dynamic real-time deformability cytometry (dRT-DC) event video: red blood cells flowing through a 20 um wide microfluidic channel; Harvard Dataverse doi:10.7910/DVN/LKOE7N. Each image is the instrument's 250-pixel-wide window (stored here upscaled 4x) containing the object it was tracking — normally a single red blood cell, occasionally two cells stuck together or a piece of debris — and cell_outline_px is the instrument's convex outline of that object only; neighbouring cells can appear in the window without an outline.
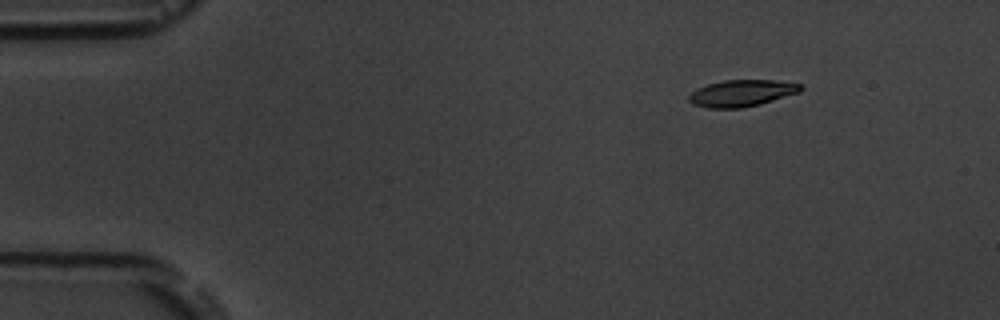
{"species": "common noctule bat (a hibernating species)", "species_latin": "Nyctalus noctula", "temperature_condition": "room temperature", "stored_images_in_passage": 6, "camera_frame_rate_fps": 3000, "um_per_image_px": 0.085, "animal": {"sex": "male", "body_mass_g": 19.5, "forearm_length_mm": 54.6}, "frame": {"image": 1, "passage_image": 1, "time_ms": 0.0, "image_size_px": [1000, 320], "cell_outline_px": [[804, 88], [800, 92], [760, 104], [740, 108], [708, 108], [692, 104], [688, 100], [688, 96], [696, 88], [708, 84], [724, 80], [776, 80], [800, 84]], "centroid_in_image_um": [63.03, 7.92], "position_along_channel_um": 22.0, "area_um2": 17.4}}
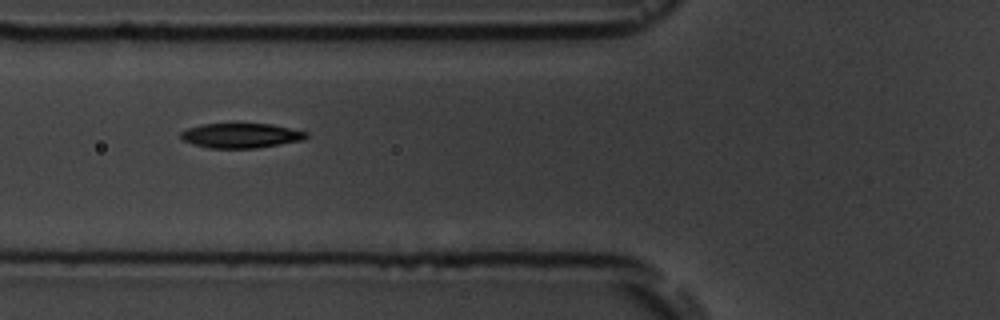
{"frame": {"image": 2, "passage_image": 5, "time_ms": 4.667, "image_size_px": [1000, 320], "cell_outline_px": [[308, 136], [304, 140], [256, 148], [208, 148], [192, 144], [184, 140], [180, 136], [180, 132], [188, 128], [200, 124], [236, 120], [272, 124], [308, 132]], "centroid_in_image_um": [20.46, 11.46], "position_along_channel_um": 105.3, "area_um2": 19.13}}
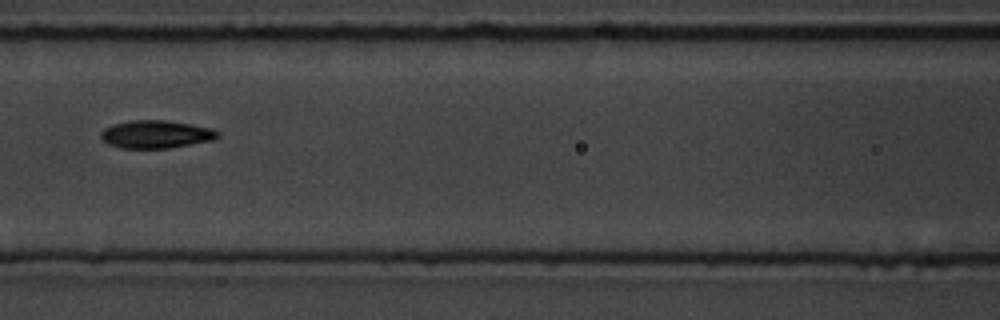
{"frame": {"image": 3, "passage_image": 6, "time_ms": 6.0, "image_size_px": [1000, 320], "cell_outline_px": [[220, 136], [212, 140], [168, 148], [120, 148], [108, 144], [100, 136], [100, 132], [104, 128], [112, 124], [132, 120], [164, 120], [192, 124], [212, 128], [220, 132]], "centroid_in_image_um": [13.25, 11.41], "position_along_channel_um": 153.3, "area_um2": 19.02}}